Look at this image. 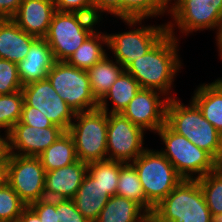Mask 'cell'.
<instances>
[{
    "mask_svg": "<svg viewBox=\"0 0 222 222\" xmlns=\"http://www.w3.org/2000/svg\"><path fill=\"white\" fill-rule=\"evenodd\" d=\"M179 39L168 32L142 57L133 61L125 71L132 75L141 88L153 89L169 99L174 78L183 66L179 53ZM169 95V96H168Z\"/></svg>",
    "mask_w": 222,
    "mask_h": 222,
    "instance_id": "1",
    "label": "cell"
},
{
    "mask_svg": "<svg viewBox=\"0 0 222 222\" xmlns=\"http://www.w3.org/2000/svg\"><path fill=\"white\" fill-rule=\"evenodd\" d=\"M189 102L185 105L177 97L169 99L166 124L222 165V135L204 118L198 106L192 100Z\"/></svg>",
    "mask_w": 222,
    "mask_h": 222,
    "instance_id": "2",
    "label": "cell"
},
{
    "mask_svg": "<svg viewBox=\"0 0 222 222\" xmlns=\"http://www.w3.org/2000/svg\"><path fill=\"white\" fill-rule=\"evenodd\" d=\"M157 133L165 146L160 152L183 179L196 180L220 165L208 152L174 132L166 123Z\"/></svg>",
    "mask_w": 222,
    "mask_h": 222,
    "instance_id": "3",
    "label": "cell"
},
{
    "mask_svg": "<svg viewBox=\"0 0 222 222\" xmlns=\"http://www.w3.org/2000/svg\"><path fill=\"white\" fill-rule=\"evenodd\" d=\"M101 20L78 12L56 11L45 40L55 61H67L81 44L96 30Z\"/></svg>",
    "mask_w": 222,
    "mask_h": 222,
    "instance_id": "4",
    "label": "cell"
},
{
    "mask_svg": "<svg viewBox=\"0 0 222 222\" xmlns=\"http://www.w3.org/2000/svg\"><path fill=\"white\" fill-rule=\"evenodd\" d=\"M108 113L99 108L78 112L69 126L78 160L89 164L107 158Z\"/></svg>",
    "mask_w": 222,
    "mask_h": 222,
    "instance_id": "5",
    "label": "cell"
},
{
    "mask_svg": "<svg viewBox=\"0 0 222 222\" xmlns=\"http://www.w3.org/2000/svg\"><path fill=\"white\" fill-rule=\"evenodd\" d=\"M132 164L139 175L145 198L153 207L183 180L159 150L146 147Z\"/></svg>",
    "mask_w": 222,
    "mask_h": 222,
    "instance_id": "6",
    "label": "cell"
},
{
    "mask_svg": "<svg viewBox=\"0 0 222 222\" xmlns=\"http://www.w3.org/2000/svg\"><path fill=\"white\" fill-rule=\"evenodd\" d=\"M154 211L168 222H211V212L195 179H183Z\"/></svg>",
    "mask_w": 222,
    "mask_h": 222,
    "instance_id": "7",
    "label": "cell"
},
{
    "mask_svg": "<svg viewBox=\"0 0 222 222\" xmlns=\"http://www.w3.org/2000/svg\"><path fill=\"white\" fill-rule=\"evenodd\" d=\"M125 25L131 26L126 32L107 34L108 50L114 54V60L123 66L124 70L136 59L145 55L167 32L166 23L162 25L142 26L145 19H121Z\"/></svg>",
    "mask_w": 222,
    "mask_h": 222,
    "instance_id": "8",
    "label": "cell"
},
{
    "mask_svg": "<svg viewBox=\"0 0 222 222\" xmlns=\"http://www.w3.org/2000/svg\"><path fill=\"white\" fill-rule=\"evenodd\" d=\"M173 1L171 3L172 0H170L172 6L170 5L169 10L172 21L166 23L170 35L177 38L174 32L176 26L182 34L186 35L208 29L213 31L216 29V35L219 33L222 24V0Z\"/></svg>",
    "mask_w": 222,
    "mask_h": 222,
    "instance_id": "9",
    "label": "cell"
},
{
    "mask_svg": "<svg viewBox=\"0 0 222 222\" xmlns=\"http://www.w3.org/2000/svg\"><path fill=\"white\" fill-rule=\"evenodd\" d=\"M47 79L57 94L75 113L98 108V100L92 94L87 70L55 61L48 71Z\"/></svg>",
    "mask_w": 222,
    "mask_h": 222,
    "instance_id": "10",
    "label": "cell"
},
{
    "mask_svg": "<svg viewBox=\"0 0 222 222\" xmlns=\"http://www.w3.org/2000/svg\"><path fill=\"white\" fill-rule=\"evenodd\" d=\"M45 174L39 157L8 155L7 183L27 206L44 198Z\"/></svg>",
    "mask_w": 222,
    "mask_h": 222,
    "instance_id": "11",
    "label": "cell"
},
{
    "mask_svg": "<svg viewBox=\"0 0 222 222\" xmlns=\"http://www.w3.org/2000/svg\"><path fill=\"white\" fill-rule=\"evenodd\" d=\"M145 131L121 113H108L107 158L132 163L144 148Z\"/></svg>",
    "mask_w": 222,
    "mask_h": 222,
    "instance_id": "12",
    "label": "cell"
},
{
    "mask_svg": "<svg viewBox=\"0 0 222 222\" xmlns=\"http://www.w3.org/2000/svg\"><path fill=\"white\" fill-rule=\"evenodd\" d=\"M21 90L24 102L28 106L37 108L54 125L59 126L64 131H68L76 113L57 94L48 79L23 85Z\"/></svg>",
    "mask_w": 222,
    "mask_h": 222,
    "instance_id": "13",
    "label": "cell"
},
{
    "mask_svg": "<svg viewBox=\"0 0 222 222\" xmlns=\"http://www.w3.org/2000/svg\"><path fill=\"white\" fill-rule=\"evenodd\" d=\"M163 96L159 91L141 88L121 114L145 132L149 130L156 134L166 123L169 98Z\"/></svg>",
    "mask_w": 222,
    "mask_h": 222,
    "instance_id": "14",
    "label": "cell"
},
{
    "mask_svg": "<svg viewBox=\"0 0 222 222\" xmlns=\"http://www.w3.org/2000/svg\"><path fill=\"white\" fill-rule=\"evenodd\" d=\"M63 132L59 126L37 128L19 120L7 133L9 154L38 157Z\"/></svg>",
    "mask_w": 222,
    "mask_h": 222,
    "instance_id": "15",
    "label": "cell"
},
{
    "mask_svg": "<svg viewBox=\"0 0 222 222\" xmlns=\"http://www.w3.org/2000/svg\"><path fill=\"white\" fill-rule=\"evenodd\" d=\"M88 172V164L78 160L71 165L47 171L44 198L72 199Z\"/></svg>",
    "mask_w": 222,
    "mask_h": 222,
    "instance_id": "16",
    "label": "cell"
},
{
    "mask_svg": "<svg viewBox=\"0 0 222 222\" xmlns=\"http://www.w3.org/2000/svg\"><path fill=\"white\" fill-rule=\"evenodd\" d=\"M55 12V0H23L11 19L29 35L45 38Z\"/></svg>",
    "mask_w": 222,
    "mask_h": 222,
    "instance_id": "17",
    "label": "cell"
},
{
    "mask_svg": "<svg viewBox=\"0 0 222 222\" xmlns=\"http://www.w3.org/2000/svg\"><path fill=\"white\" fill-rule=\"evenodd\" d=\"M55 59L44 38H38L30 47L23 61L17 64L22 85L47 79Z\"/></svg>",
    "mask_w": 222,
    "mask_h": 222,
    "instance_id": "18",
    "label": "cell"
},
{
    "mask_svg": "<svg viewBox=\"0 0 222 222\" xmlns=\"http://www.w3.org/2000/svg\"><path fill=\"white\" fill-rule=\"evenodd\" d=\"M38 38L23 31L12 19H0V58L18 64Z\"/></svg>",
    "mask_w": 222,
    "mask_h": 222,
    "instance_id": "19",
    "label": "cell"
},
{
    "mask_svg": "<svg viewBox=\"0 0 222 222\" xmlns=\"http://www.w3.org/2000/svg\"><path fill=\"white\" fill-rule=\"evenodd\" d=\"M111 196L88 172L77 193L72 198L78 211L89 221L95 222Z\"/></svg>",
    "mask_w": 222,
    "mask_h": 222,
    "instance_id": "20",
    "label": "cell"
},
{
    "mask_svg": "<svg viewBox=\"0 0 222 222\" xmlns=\"http://www.w3.org/2000/svg\"><path fill=\"white\" fill-rule=\"evenodd\" d=\"M191 100L222 135V77L197 86Z\"/></svg>",
    "mask_w": 222,
    "mask_h": 222,
    "instance_id": "21",
    "label": "cell"
},
{
    "mask_svg": "<svg viewBox=\"0 0 222 222\" xmlns=\"http://www.w3.org/2000/svg\"><path fill=\"white\" fill-rule=\"evenodd\" d=\"M140 89L138 81L124 70L107 93L98 101V108L106 113H121ZM109 100L113 103L110 111H108L109 105L107 103Z\"/></svg>",
    "mask_w": 222,
    "mask_h": 222,
    "instance_id": "22",
    "label": "cell"
},
{
    "mask_svg": "<svg viewBox=\"0 0 222 222\" xmlns=\"http://www.w3.org/2000/svg\"><path fill=\"white\" fill-rule=\"evenodd\" d=\"M104 46H108L107 32L95 30L66 62L76 68L88 70L108 55Z\"/></svg>",
    "mask_w": 222,
    "mask_h": 222,
    "instance_id": "23",
    "label": "cell"
},
{
    "mask_svg": "<svg viewBox=\"0 0 222 222\" xmlns=\"http://www.w3.org/2000/svg\"><path fill=\"white\" fill-rule=\"evenodd\" d=\"M38 157L46 172L71 165L78 161L73 138L67 131H64Z\"/></svg>",
    "mask_w": 222,
    "mask_h": 222,
    "instance_id": "24",
    "label": "cell"
},
{
    "mask_svg": "<svg viewBox=\"0 0 222 222\" xmlns=\"http://www.w3.org/2000/svg\"><path fill=\"white\" fill-rule=\"evenodd\" d=\"M124 71L122 65L106 55L87 70L92 94L99 101Z\"/></svg>",
    "mask_w": 222,
    "mask_h": 222,
    "instance_id": "25",
    "label": "cell"
},
{
    "mask_svg": "<svg viewBox=\"0 0 222 222\" xmlns=\"http://www.w3.org/2000/svg\"><path fill=\"white\" fill-rule=\"evenodd\" d=\"M144 210L134 201L111 196L95 222H140Z\"/></svg>",
    "mask_w": 222,
    "mask_h": 222,
    "instance_id": "26",
    "label": "cell"
},
{
    "mask_svg": "<svg viewBox=\"0 0 222 222\" xmlns=\"http://www.w3.org/2000/svg\"><path fill=\"white\" fill-rule=\"evenodd\" d=\"M116 195L134 201L145 212L154 210L145 198L139 175L132 163H123L120 167Z\"/></svg>",
    "mask_w": 222,
    "mask_h": 222,
    "instance_id": "27",
    "label": "cell"
},
{
    "mask_svg": "<svg viewBox=\"0 0 222 222\" xmlns=\"http://www.w3.org/2000/svg\"><path fill=\"white\" fill-rule=\"evenodd\" d=\"M123 162L113 160H101L88 164V173L98 181L110 196L116 195L119 180L120 167Z\"/></svg>",
    "mask_w": 222,
    "mask_h": 222,
    "instance_id": "28",
    "label": "cell"
},
{
    "mask_svg": "<svg viewBox=\"0 0 222 222\" xmlns=\"http://www.w3.org/2000/svg\"><path fill=\"white\" fill-rule=\"evenodd\" d=\"M196 180L211 214L222 213V165Z\"/></svg>",
    "mask_w": 222,
    "mask_h": 222,
    "instance_id": "29",
    "label": "cell"
},
{
    "mask_svg": "<svg viewBox=\"0 0 222 222\" xmlns=\"http://www.w3.org/2000/svg\"><path fill=\"white\" fill-rule=\"evenodd\" d=\"M24 96L22 90L0 95V130L8 133L21 119ZM2 128V129H1Z\"/></svg>",
    "mask_w": 222,
    "mask_h": 222,
    "instance_id": "30",
    "label": "cell"
},
{
    "mask_svg": "<svg viewBox=\"0 0 222 222\" xmlns=\"http://www.w3.org/2000/svg\"><path fill=\"white\" fill-rule=\"evenodd\" d=\"M26 206L8 183L0 187V222H17Z\"/></svg>",
    "mask_w": 222,
    "mask_h": 222,
    "instance_id": "31",
    "label": "cell"
},
{
    "mask_svg": "<svg viewBox=\"0 0 222 222\" xmlns=\"http://www.w3.org/2000/svg\"><path fill=\"white\" fill-rule=\"evenodd\" d=\"M170 0H129V19L164 16L170 10Z\"/></svg>",
    "mask_w": 222,
    "mask_h": 222,
    "instance_id": "32",
    "label": "cell"
},
{
    "mask_svg": "<svg viewBox=\"0 0 222 222\" xmlns=\"http://www.w3.org/2000/svg\"><path fill=\"white\" fill-rule=\"evenodd\" d=\"M22 87L17 64L0 58V95L15 93Z\"/></svg>",
    "mask_w": 222,
    "mask_h": 222,
    "instance_id": "33",
    "label": "cell"
},
{
    "mask_svg": "<svg viewBox=\"0 0 222 222\" xmlns=\"http://www.w3.org/2000/svg\"><path fill=\"white\" fill-rule=\"evenodd\" d=\"M129 19V0H94V17L102 21L103 13Z\"/></svg>",
    "mask_w": 222,
    "mask_h": 222,
    "instance_id": "34",
    "label": "cell"
},
{
    "mask_svg": "<svg viewBox=\"0 0 222 222\" xmlns=\"http://www.w3.org/2000/svg\"><path fill=\"white\" fill-rule=\"evenodd\" d=\"M59 222H89L76 208L72 199H56Z\"/></svg>",
    "mask_w": 222,
    "mask_h": 222,
    "instance_id": "35",
    "label": "cell"
},
{
    "mask_svg": "<svg viewBox=\"0 0 222 222\" xmlns=\"http://www.w3.org/2000/svg\"><path fill=\"white\" fill-rule=\"evenodd\" d=\"M28 206L39 216L41 222H59L56 199L43 198Z\"/></svg>",
    "mask_w": 222,
    "mask_h": 222,
    "instance_id": "36",
    "label": "cell"
},
{
    "mask_svg": "<svg viewBox=\"0 0 222 222\" xmlns=\"http://www.w3.org/2000/svg\"><path fill=\"white\" fill-rule=\"evenodd\" d=\"M56 11L78 12L94 17V0H55Z\"/></svg>",
    "mask_w": 222,
    "mask_h": 222,
    "instance_id": "37",
    "label": "cell"
},
{
    "mask_svg": "<svg viewBox=\"0 0 222 222\" xmlns=\"http://www.w3.org/2000/svg\"><path fill=\"white\" fill-rule=\"evenodd\" d=\"M20 121L23 124L30 125L37 128H48L57 126L48 119L47 116L41 113L37 108L28 106L25 102L22 107V116Z\"/></svg>",
    "mask_w": 222,
    "mask_h": 222,
    "instance_id": "38",
    "label": "cell"
},
{
    "mask_svg": "<svg viewBox=\"0 0 222 222\" xmlns=\"http://www.w3.org/2000/svg\"><path fill=\"white\" fill-rule=\"evenodd\" d=\"M23 0H0V19H11Z\"/></svg>",
    "mask_w": 222,
    "mask_h": 222,
    "instance_id": "39",
    "label": "cell"
},
{
    "mask_svg": "<svg viewBox=\"0 0 222 222\" xmlns=\"http://www.w3.org/2000/svg\"><path fill=\"white\" fill-rule=\"evenodd\" d=\"M17 222H41L39 216L29 207L26 206L18 218Z\"/></svg>",
    "mask_w": 222,
    "mask_h": 222,
    "instance_id": "40",
    "label": "cell"
},
{
    "mask_svg": "<svg viewBox=\"0 0 222 222\" xmlns=\"http://www.w3.org/2000/svg\"><path fill=\"white\" fill-rule=\"evenodd\" d=\"M8 155L9 150L7 133H5V135L0 134V162H8Z\"/></svg>",
    "mask_w": 222,
    "mask_h": 222,
    "instance_id": "41",
    "label": "cell"
},
{
    "mask_svg": "<svg viewBox=\"0 0 222 222\" xmlns=\"http://www.w3.org/2000/svg\"><path fill=\"white\" fill-rule=\"evenodd\" d=\"M140 222H168L164 220L159 214L154 210L146 211L141 217Z\"/></svg>",
    "mask_w": 222,
    "mask_h": 222,
    "instance_id": "42",
    "label": "cell"
},
{
    "mask_svg": "<svg viewBox=\"0 0 222 222\" xmlns=\"http://www.w3.org/2000/svg\"><path fill=\"white\" fill-rule=\"evenodd\" d=\"M8 162H0V187L7 183Z\"/></svg>",
    "mask_w": 222,
    "mask_h": 222,
    "instance_id": "43",
    "label": "cell"
},
{
    "mask_svg": "<svg viewBox=\"0 0 222 222\" xmlns=\"http://www.w3.org/2000/svg\"><path fill=\"white\" fill-rule=\"evenodd\" d=\"M216 46L218 48L219 51V56L220 59H222V24L219 30V33L216 35Z\"/></svg>",
    "mask_w": 222,
    "mask_h": 222,
    "instance_id": "44",
    "label": "cell"
},
{
    "mask_svg": "<svg viewBox=\"0 0 222 222\" xmlns=\"http://www.w3.org/2000/svg\"><path fill=\"white\" fill-rule=\"evenodd\" d=\"M211 222H222V213L211 214Z\"/></svg>",
    "mask_w": 222,
    "mask_h": 222,
    "instance_id": "45",
    "label": "cell"
}]
</instances>
